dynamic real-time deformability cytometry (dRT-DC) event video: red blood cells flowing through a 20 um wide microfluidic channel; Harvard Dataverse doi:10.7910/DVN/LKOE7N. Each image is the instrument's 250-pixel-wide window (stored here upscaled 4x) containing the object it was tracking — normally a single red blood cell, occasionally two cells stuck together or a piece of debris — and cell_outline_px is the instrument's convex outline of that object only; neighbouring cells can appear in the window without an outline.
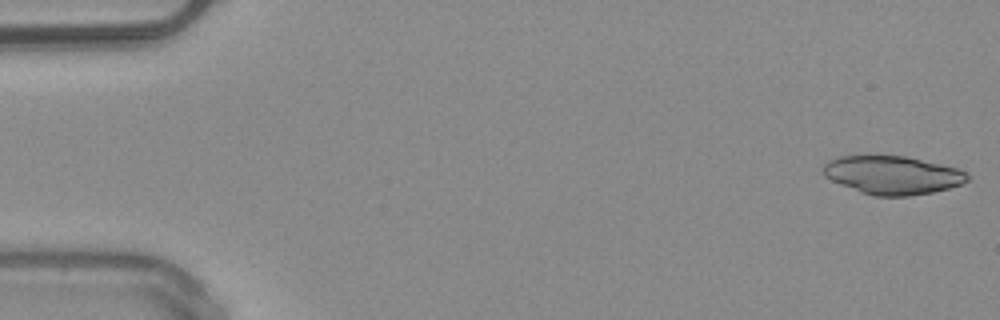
{"species": "common noctule bat (a hibernating species)", "species_latin": "Nyctalus noctula", "temperature_condition": "warm", "stored_images_in_passage": 9, "camera_frame_rate_fps": 3000, "um_per_image_px": 0.085, "animal": {"sex": "male", "body_mass_g": 20.4}, "frame": {"image": 1, "passage_image": 1, "time_ms": 0.0, "image_size_px": [1000, 320], "cell_outline_px": [[972, 180], [948, 188], [932, 192], [908, 196], [872, 196], [860, 192], [832, 180], [824, 176], [820, 172], [824, 164], [828, 160], [836, 156], [904, 156], [960, 168], [968, 172], [972, 176]], "centroid_in_image_um": [75.89, 14.88], "position_along_channel_um": 9.1, "area_um2": 32.54}}